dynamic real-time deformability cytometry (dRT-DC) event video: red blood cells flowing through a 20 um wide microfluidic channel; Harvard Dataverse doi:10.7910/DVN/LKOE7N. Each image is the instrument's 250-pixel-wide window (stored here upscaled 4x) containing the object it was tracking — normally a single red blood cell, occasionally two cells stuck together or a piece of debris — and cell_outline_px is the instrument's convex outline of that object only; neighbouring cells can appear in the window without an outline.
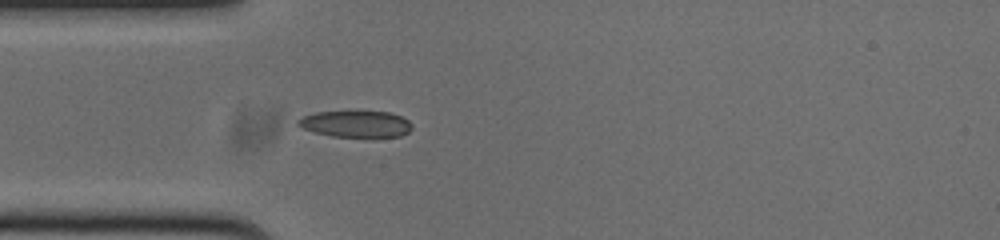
{"species": "common noctule bat (a hibernating species)", "species_latin": "Nyctalus noctula", "temperature_condition": "cold", "stored_images_in_passage": 40, "camera_frame_rate_fps": 3000, "um_per_image_px": 0.085, "animal": {"sex": "male", "body_mass_g": 20.0, "forearm_length_mm": 53.3}, "frame": {"image": 1, "passage_image": 1, "time_ms": 0.0, "image_size_px": [1000, 240], "cell_outline_px": [[412, 128], [408, 132], [400, 136], [376, 140], [332, 136], [316, 132], [304, 128], [296, 124], [296, 120], [304, 116], [316, 112], [388, 112], [400, 116], [408, 120], [412, 124]], "centroid_in_image_um": [30.31, 10.59], "position_along_channel_um": 54.7, "area_um2": 18.15}}
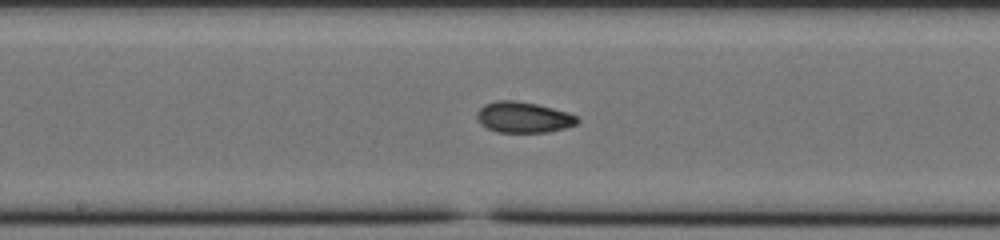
{"frame": {"image": 2, "passage_image": 13, "time_ms": 4.0, "image_size_px": [1000, 240], "cell_outline_px": [[580, 120], [576, 124], [564, 128], [548, 132], [496, 132], [480, 124], [476, 116], [476, 112], [484, 104], [496, 100], [516, 100], [536, 104], [568, 112], [576, 116]], "centroid_in_image_um": [44.46, 9.96], "position_along_channel_um": 203.7, "area_um2": 18.09}}
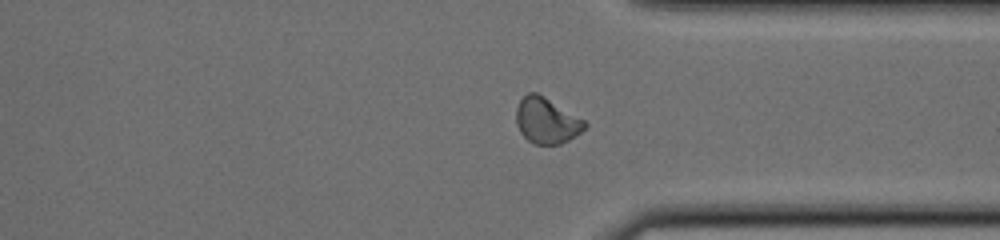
{"frame": {"image": 3, "passage_image": 26, "time_ms": 8.333, "image_size_px": [1000, 240], "cell_outline_px": [[588, 124], [576, 136], [560, 144], [532, 144], [520, 132], [516, 124], [516, 108], [520, 100], [528, 92], [536, 92], [544, 96], [584, 120]], "centroid_in_image_um": [46.43, 10.25], "position_along_channel_um": 365.0, "area_um2": 18.21}, "authors_computed_cell_mechanics": {"area_um2": 17.8602, "velocity_mm_per_s": 3.7695, "shape_relaxation_time_tau1_ms": null, "shape_relaxation_time_tau2_ms": 1.9488, "deformation_change_tau1": null, "deformation_change_tau2": 0.0622}}